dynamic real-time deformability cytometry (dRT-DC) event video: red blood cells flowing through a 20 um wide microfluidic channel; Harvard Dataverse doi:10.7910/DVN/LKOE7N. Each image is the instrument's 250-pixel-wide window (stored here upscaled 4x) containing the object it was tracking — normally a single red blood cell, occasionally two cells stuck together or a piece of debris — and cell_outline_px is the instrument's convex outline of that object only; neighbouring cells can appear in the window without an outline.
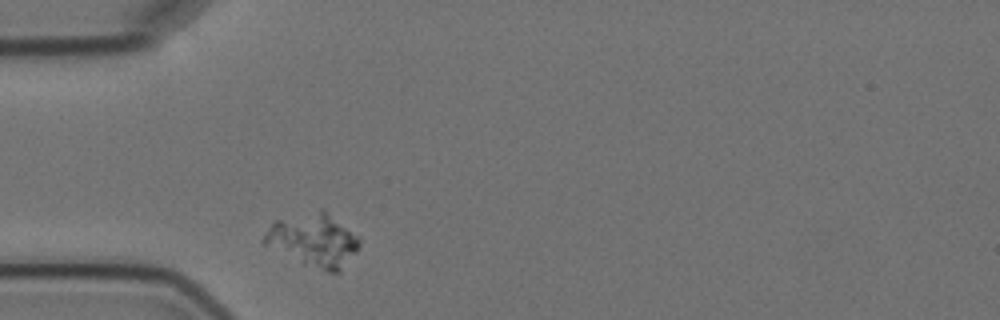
{"species": "Egyptian fruit bat (a non-hibernating species)", "species_latin": "Rousettus aegyptiacus", "temperature_condition": "cold", "stored_images_in_passage": 1, "camera_frame_rate_fps": 3000, "um_per_image_px": 0.085, "animal": {"sex": "female"}, "frame": {"image": 1, "passage_image": 1, "time_ms": 0.0, "image_size_px": [1000, 320], "cell_outline_px": [[360, 244], [356, 252], [340, 272], [328, 272], [304, 264], [264, 244], [260, 240], [268, 228], [276, 220], [320, 208], [324, 208], [360, 236]], "centroid_in_image_um": [26.69, 20.38], "position_along_channel_um": 58.3, "area_um2": 29.65}}